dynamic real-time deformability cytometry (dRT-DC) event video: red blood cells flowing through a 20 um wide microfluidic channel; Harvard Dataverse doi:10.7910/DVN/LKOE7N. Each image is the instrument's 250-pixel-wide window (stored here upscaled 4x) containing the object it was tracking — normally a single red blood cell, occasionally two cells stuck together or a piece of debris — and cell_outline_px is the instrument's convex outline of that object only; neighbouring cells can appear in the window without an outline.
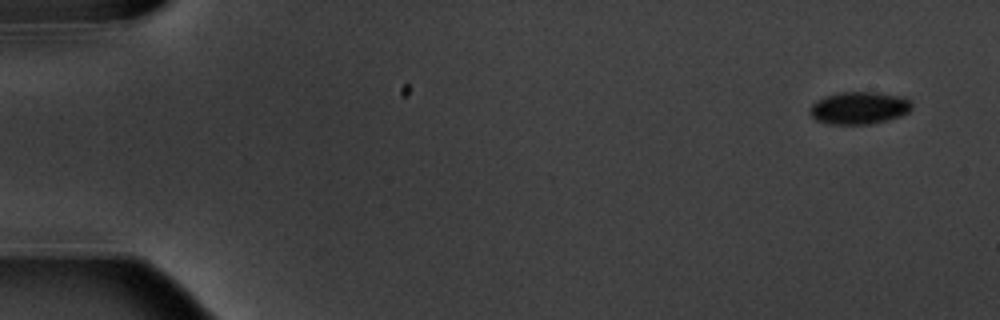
{"species": "common noctule bat (a hibernating species)", "species_latin": "Nyctalus noctula", "temperature_condition": "warm", "stored_images_in_passage": 5, "camera_frame_rate_fps": 3000, "um_per_image_px": 0.085, "animal": {"sex": "male", "body_mass_g": 20.1, "forearm_length_mm": 53.5}, "frame": {"image": 1, "passage_image": 1, "time_ms": 0.0, "image_size_px": [1000, 320], "cell_outline_px": [[912, 108], [908, 112], [900, 116], [872, 124], [828, 124], [816, 120], [808, 112], [812, 104], [816, 100], [824, 96], [840, 92], [876, 92], [904, 96], [912, 104]], "centroid_in_image_um": [73.01, 9.17], "position_along_channel_um": 12.0, "area_um2": 19.42}}
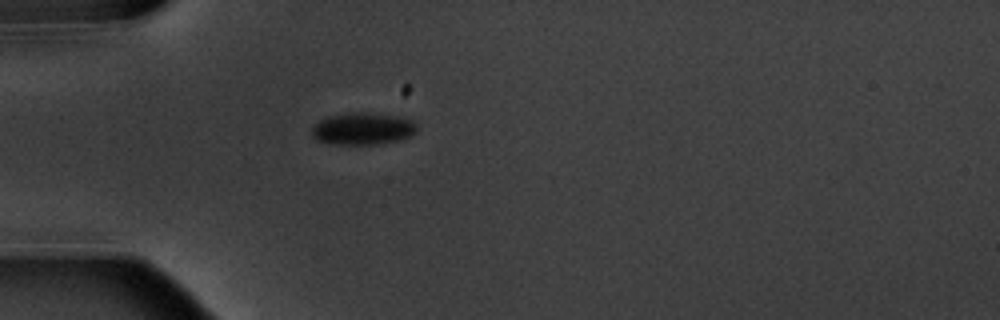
{"frame": {"image": 2, "passage_image": 5, "time_ms": 4.667, "image_size_px": [1000, 320], "cell_outline_px": [[416, 132], [412, 136], [400, 140], [376, 144], [332, 144], [316, 140], [312, 136], [312, 128], [320, 120], [328, 116], [356, 112], [364, 112], [392, 116], [412, 120], [416, 124]], "centroid_in_image_um": [30.83, 10.95], "position_along_channel_um": 54.2, "area_um2": 19.48}}